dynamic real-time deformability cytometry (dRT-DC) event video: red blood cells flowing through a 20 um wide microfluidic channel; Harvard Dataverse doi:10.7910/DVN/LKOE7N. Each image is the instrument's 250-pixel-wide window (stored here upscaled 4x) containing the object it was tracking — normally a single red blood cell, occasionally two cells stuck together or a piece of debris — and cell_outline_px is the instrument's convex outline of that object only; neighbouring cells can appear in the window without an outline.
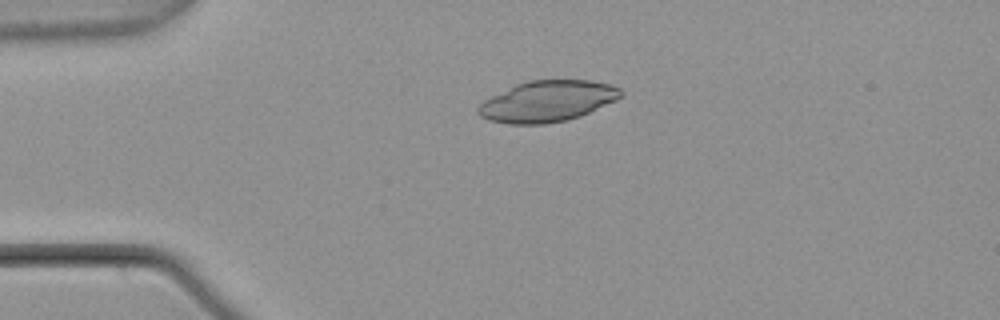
{"species": "common noctule bat (a hibernating species)", "species_latin": "Nyctalus noctula", "temperature_condition": "warm", "stored_images_in_passage": 42, "camera_frame_rate_fps": 3000, "um_per_image_px": 0.085, "animal": {"sex": "male", "body_mass_g": 21.5, "forearm_length_mm": 52.0}, "frame": {"image": 1, "passage_image": 1, "time_ms": 0.0, "image_size_px": [1000, 320], "cell_outline_px": [[624, 96], [616, 100], [580, 116], [568, 120], [544, 124], [508, 124], [488, 120], [480, 116], [476, 112], [476, 108], [484, 100], [516, 84], [528, 80], [592, 80], [612, 84], [620, 88], [624, 92]], "centroid_in_image_um": [46.55, 8.6], "position_along_channel_um": 38.5, "area_um2": 34.33}}
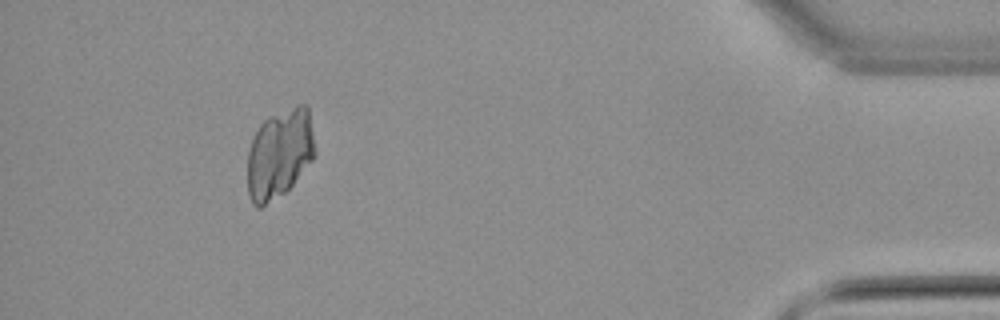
{"frame": {"image": 2, "passage_image": 38, "time_ms": 12.333, "image_size_px": [1000, 320], "cell_outline_px": [[316, 152], [312, 160], [292, 184], [284, 192], [260, 208], [256, 208], [252, 204], [248, 192], [248, 152], [252, 140], [260, 124], [268, 116], [300, 104], [308, 104]], "centroid_in_image_um": [23.76, 13.05], "position_along_channel_um": 411.4, "area_um2": 34.97}}